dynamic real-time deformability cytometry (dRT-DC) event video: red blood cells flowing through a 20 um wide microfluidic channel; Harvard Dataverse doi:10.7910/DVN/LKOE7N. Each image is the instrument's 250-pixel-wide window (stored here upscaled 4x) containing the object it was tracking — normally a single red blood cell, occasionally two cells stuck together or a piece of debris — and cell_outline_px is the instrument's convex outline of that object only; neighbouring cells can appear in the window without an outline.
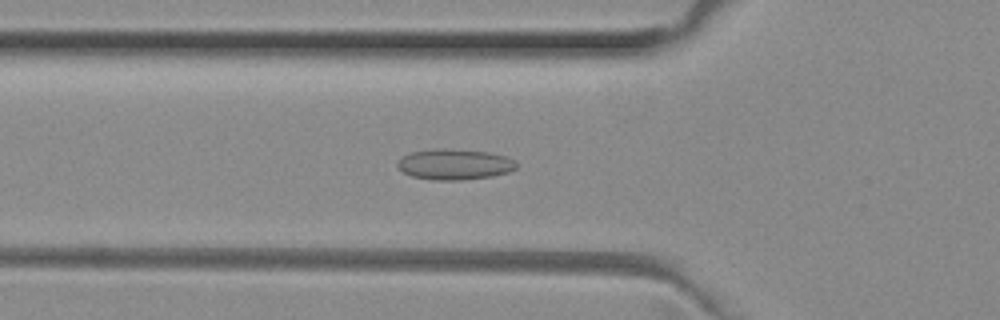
{"species": "common noctule bat (a hibernating species)", "species_latin": "Nyctalus noctula", "temperature_condition": "room temperature", "stored_images_in_passage": 44, "camera_frame_rate_fps": 3000, "um_per_image_px": 0.085, "animal": {"sex": "female", "body_mass_g": 29.2, "forearm_length_mm": 56.3}, "frame": {"image": 1, "passage_image": 10, "time_ms": 3.0, "image_size_px": [1000, 320], "cell_outline_px": [[516, 168], [508, 172], [492, 176], [460, 180], [432, 180], [412, 176], [404, 172], [396, 164], [404, 156], [412, 152], [436, 148], [440, 148], [488, 152], [504, 156], [516, 160]], "centroid_in_image_um": [38.65, 13.97], "position_along_channel_um": 87.1, "area_um2": 21.04}}
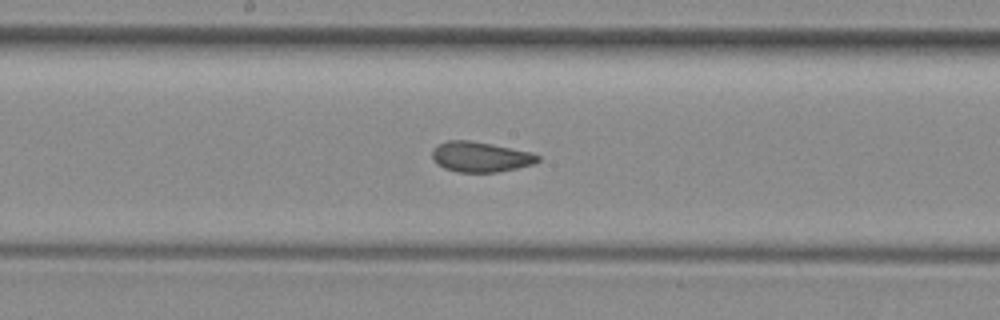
{"frame": {"image": 2, "passage_image": 19, "time_ms": 6.0, "image_size_px": [1000, 320], "cell_outline_px": [[540, 160], [532, 164], [516, 168], [496, 172], [456, 172], [444, 168], [436, 164], [432, 160], [432, 148], [436, 144], [448, 140], [468, 140], [492, 144], [532, 152], [540, 156]], "centroid_in_image_um": [40.79, 13.33], "position_along_channel_um": 207.4, "area_um2": 18.79}}
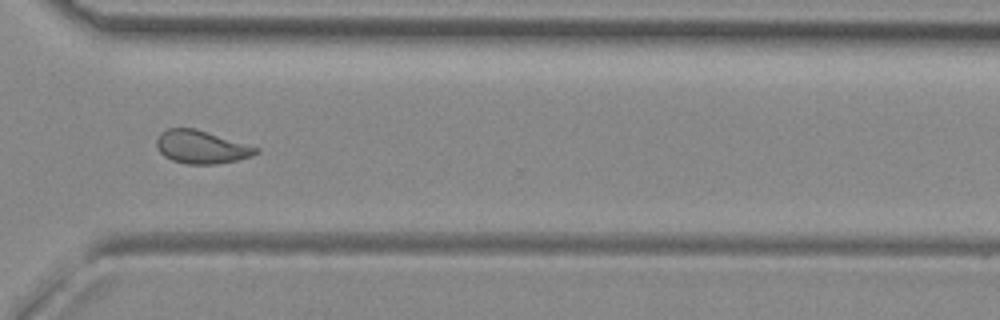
{"frame": {"image": 3, "passage_image": 30, "time_ms": 9.667, "image_size_px": [1000, 320], "cell_outline_px": [[260, 152], [252, 156], [236, 160], [216, 164], [188, 164], [172, 160], [164, 156], [156, 148], [156, 140], [160, 132], [168, 128], [192, 128], [260, 148]], "centroid_in_image_um": [17.09, 12.5], "position_along_channel_um": 353.5, "area_um2": 18.96}, "authors_computed_cell_mechanics": {"area_um2": 19.3919, "velocity_mm_per_s": 3.9851, "shape_relaxation_time_tau1_ms": null, "shape_relaxation_time_tau2_ms": 1.5173, "deformation_change_tau1": null, "deformation_change_tau2": 0.081}}